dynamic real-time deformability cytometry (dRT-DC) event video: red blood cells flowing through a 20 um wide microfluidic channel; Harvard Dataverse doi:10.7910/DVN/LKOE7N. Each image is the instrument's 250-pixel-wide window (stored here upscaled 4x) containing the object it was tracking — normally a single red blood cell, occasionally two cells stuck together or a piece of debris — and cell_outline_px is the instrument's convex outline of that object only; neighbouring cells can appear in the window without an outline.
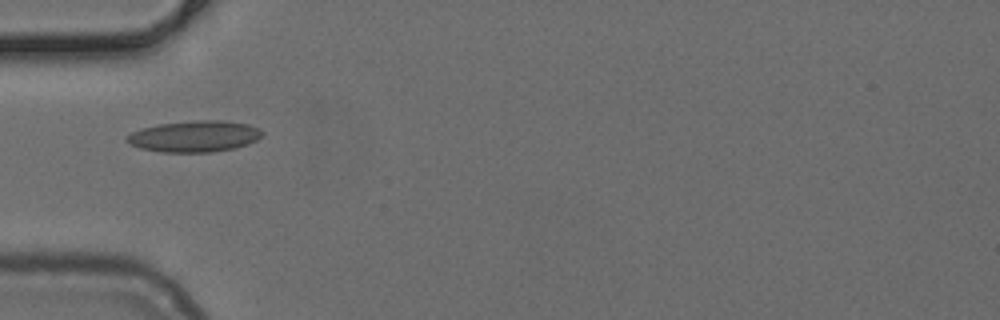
{"species": "common noctule bat (a hibernating species)", "species_latin": "Nyctalus noctula", "temperature_condition": "cold", "stored_images_in_passage": 32, "camera_frame_rate_fps": 3000, "um_per_image_px": 0.085, "animal": {"sex": "female", "body_mass_g": 24.6, "forearm_length_mm": 56.2}, "frame": {"image": 1, "passage_image": 1, "time_ms": 0.0, "image_size_px": [1000, 320], "cell_outline_px": [[264, 132], [256, 140], [248, 144], [232, 148], [212, 152], [160, 152], [140, 148], [124, 140], [132, 132], [144, 128], [160, 124], [196, 120], [224, 120], [248, 124]], "centroid_in_image_um": [16.53, 11.59], "position_along_channel_um": 68.5, "area_um2": 24.39}}
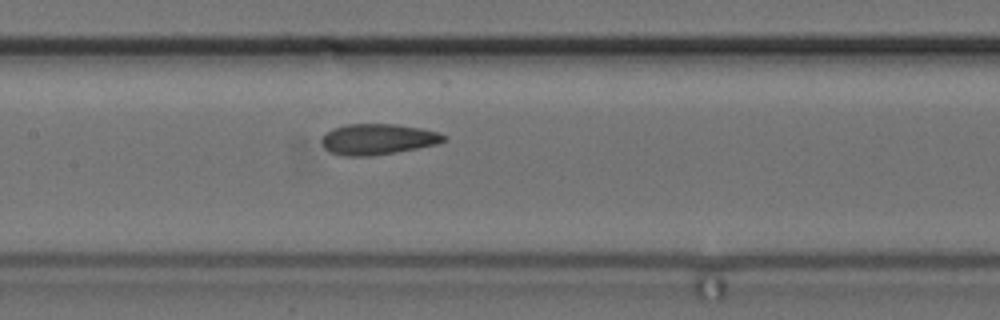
{"frame": {"image": 2, "passage_image": 9, "time_ms": 2.667, "image_size_px": [1000, 320], "cell_outline_px": [[448, 136], [444, 140], [436, 144], [396, 152], [372, 156], [344, 156], [332, 152], [324, 148], [320, 140], [332, 128], [348, 124], [396, 124], [420, 128], [440, 132]], "centroid_in_image_um": [32.12, 11.83], "position_along_channel_um": 175.3, "area_um2": 21.85}}
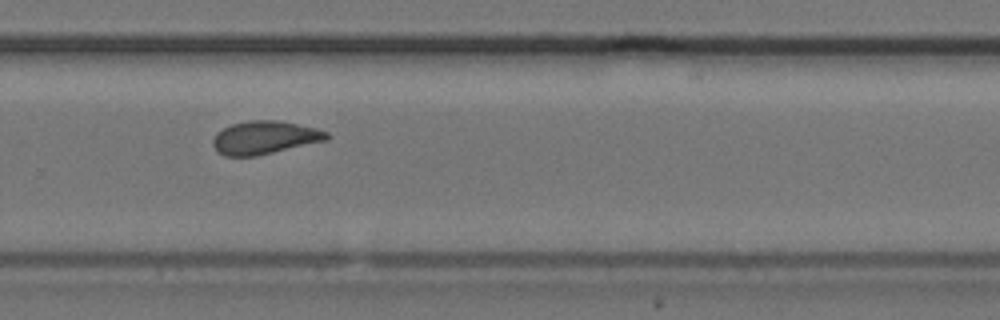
{"frame": {"image": 3, "passage_image": 19, "time_ms": 6.0, "image_size_px": [1000, 320], "cell_outline_px": [[332, 136], [328, 140], [256, 156], [224, 156], [216, 152], [212, 144], [212, 140], [216, 132], [232, 124], [248, 120], [276, 120], [316, 128], [328, 132]], "centroid_in_image_um": [22.48, 11.7], "position_along_channel_um": 307.3, "area_um2": 22.14}}